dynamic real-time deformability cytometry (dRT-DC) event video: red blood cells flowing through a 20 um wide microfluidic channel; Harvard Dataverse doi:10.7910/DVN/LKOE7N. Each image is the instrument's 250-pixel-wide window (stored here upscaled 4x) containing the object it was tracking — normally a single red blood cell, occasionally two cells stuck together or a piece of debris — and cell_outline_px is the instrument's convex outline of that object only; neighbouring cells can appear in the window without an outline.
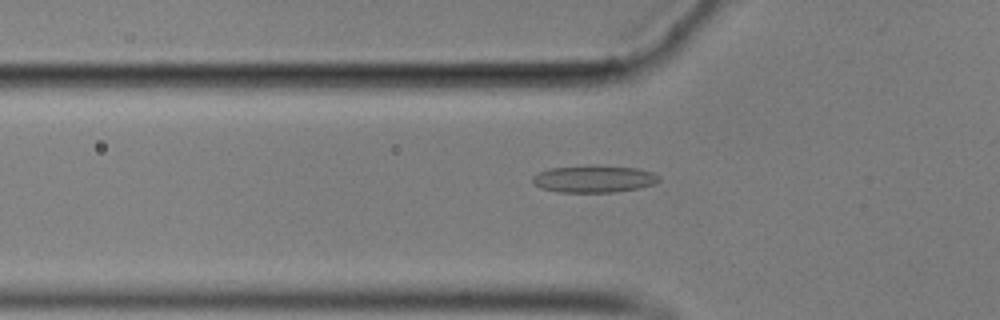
{"species": "common noctule bat (a hibernating species)", "species_latin": "Nyctalus noctula", "temperature_condition": "cold", "stored_images_in_passage": 50, "camera_frame_rate_fps": 3000, "um_per_image_px": 0.085, "animal": {"sex": "male", "body_mass_g": 17.9}, "frame": {"image": 1, "passage_image": 19, "time_ms": 6.0, "image_size_px": [1000, 320], "cell_outline_px": [[660, 180], [652, 184], [640, 188], [612, 192], [560, 192], [540, 188], [532, 180], [532, 176], [548, 168], [592, 164], [636, 168], [652, 172], [660, 176]], "centroid_in_image_um": [50.48, 15.19], "position_along_channel_um": 75.3, "area_um2": 20.17}}
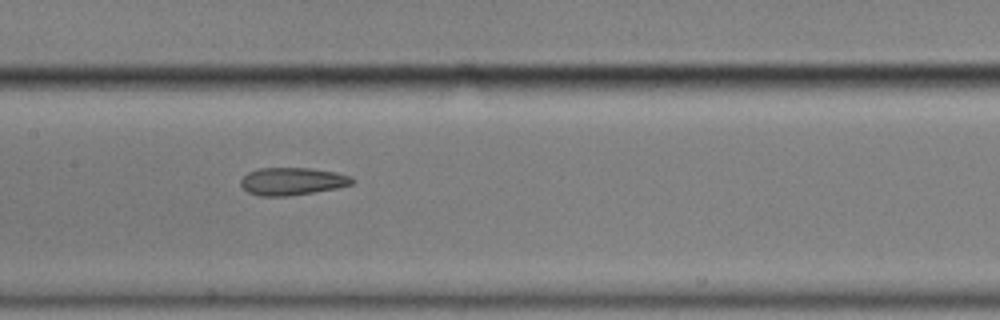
{"frame": {"image": 2, "passage_image": 28, "time_ms": 9.0, "image_size_px": [1000, 320], "cell_outline_px": [[356, 180], [352, 184], [336, 188], [288, 196], [260, 196], [248, 192], [240, 184], [240, 180], [248, 172], [260, 168], [312, 168], [336, 172], [352, 176]], "centroid_in_image_um": [24.86, 15.4], "position_along_channel_um": 182.5, "area_um2": 17.92}}
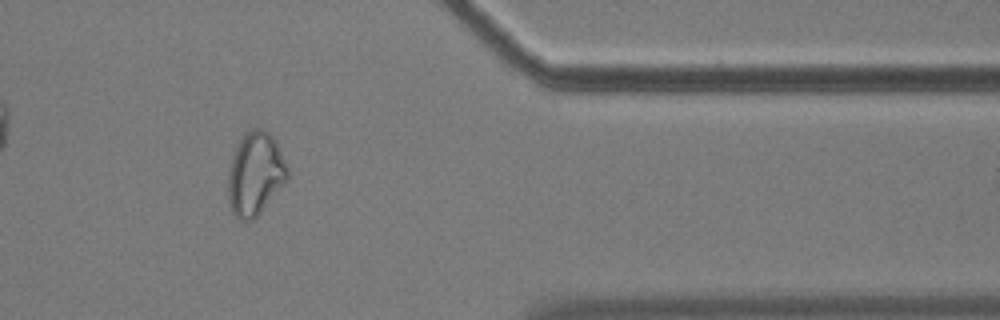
{"frame": {"image": 3, "passage_image": 47, "time_ms": 15.333, "image_size_px": [1000, 320], "cell_outline_px": [[288, 180], [260, 212], [248, 224], [240, 220], [232, 212], [228, 200], [228, 172], [236, 144], [244, 132], [252, 128], [260, 128], [268, 132], [276, 140], [288, 168]], "centroid_in_image_um": [21.69, 14.77], "position_along_channel_um": 389.7, "area_um2": 29.07}}